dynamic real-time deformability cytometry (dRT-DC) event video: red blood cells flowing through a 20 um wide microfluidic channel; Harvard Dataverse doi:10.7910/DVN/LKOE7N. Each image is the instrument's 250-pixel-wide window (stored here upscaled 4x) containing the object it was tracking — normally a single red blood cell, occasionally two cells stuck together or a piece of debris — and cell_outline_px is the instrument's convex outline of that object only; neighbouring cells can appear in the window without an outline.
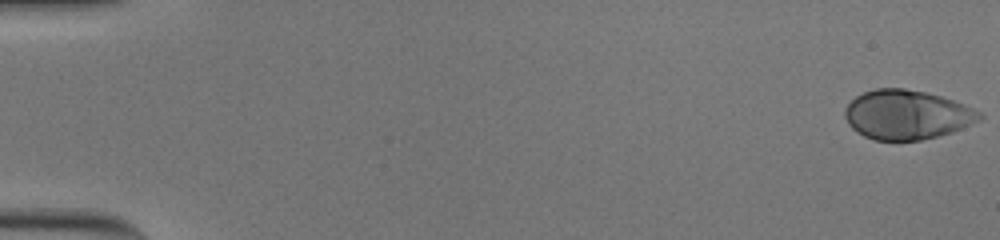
{"species": "human", "species_latin": "Homo sapiens", "temperature_condition": "cold", "stored_images_in_passage": 56, "camera_frame_rate_fps": 3000, "um_per_image_px": 0.085, "donor": {"sex": "male"}, "frame": {"image": 1, "passage_image": 1, "time_ms": 0.0, "image_size_px": [1000, 240], "cell_outline_px": [[984, 116], [980, 120], [952, 132], [920, 140], [876, 140], [864, 136], [856, 132], [848, 124], [844, 116], [844, 108], [856, 96], [864, 92], [876, 88], [904, 88], [924, 92], [940, 96], [952, 100], [972, 108], [980, 112]], "centroid_in_image_um": [77.05, 9.75], "position_along_channel_um": 8.0, "area_um2": 38.49}}
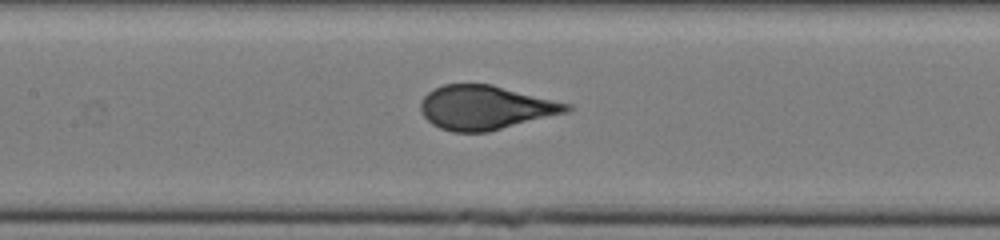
{"frame": {"image": 2, "passage_image": 28, "time_ms": 9.0, "image_size_px": [1000, 240], "cell_outline_px": [[572, 108], [568, 112], [488, 132], [452, 132], [440, 128], [432, 124], [424, 116], [420, 108], [420, 104], [424, 96], [428, 92], [444, 84], [492, 84], [572, 104]], "centroid_in_image_um": [41.28, 9.14], "position_along_channel_um": 166.1, "area_um2": 37.51}}
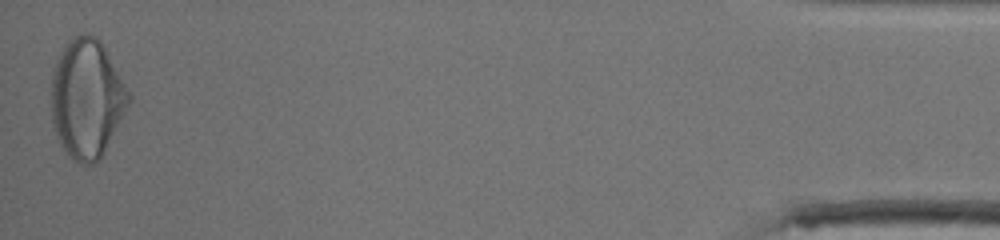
{"frame": {"image": 3, "passage_image": 56, "time_ms": 18.333, "image_size_px": [1000, 240], "cell_outline_px": [[132, 100], [100, 160], [96, 164], [80, 164], [68, 156], [60, 144], [56, 136], [52, 124], [52, 72], [56, 60], [64, 44], [72, 36], [84, 32], [96, 36], [104, 44], [132, 96]], "centroid_in_image_um": [7.39, 8.36], "position_along_channel_um": 427.8, "area_um2": 54.45}}